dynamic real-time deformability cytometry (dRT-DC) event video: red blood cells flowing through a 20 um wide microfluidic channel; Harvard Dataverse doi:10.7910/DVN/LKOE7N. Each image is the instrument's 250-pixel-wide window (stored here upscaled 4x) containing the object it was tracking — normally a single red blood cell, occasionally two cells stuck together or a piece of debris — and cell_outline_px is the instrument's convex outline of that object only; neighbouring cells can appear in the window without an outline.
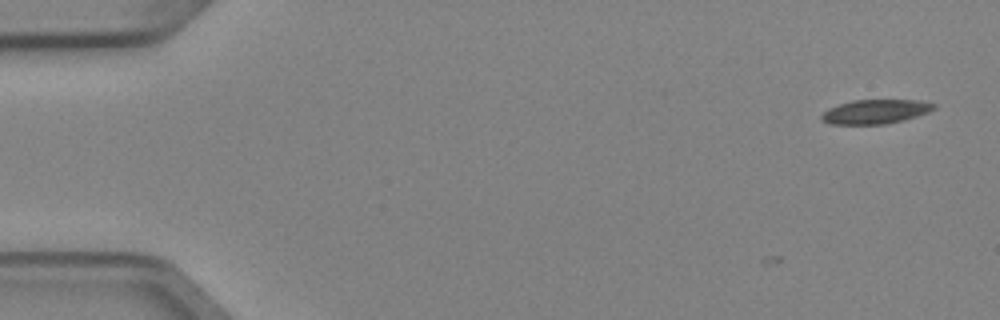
{"species": "Egyptian fruit bat (a non-hibernating species)", "species_latin": "Rousettus aegyptiacus", "temperature_condition": "cold", "stored_images_in_passage": 2, "camera_frame_rate_fps": 3000, "um_per_image_px": 0.085, "animal": {"sex": "female"}, "frame": {"image": 1, "passage_image": 2, "time_ms": 0.333, "image_size_px": [1000, 320], "cell_outline_px": [[936, 108], [928, 112], [904, 120], [884, 124], [828, 124], [820, 120], [820, 116], [828, 108], [852, 100], [920, 100], [936, 104]], "centroid_in_image_um": [74.4, 9.49], "position_along_channel_um": 10.6, "area_um2": 15.9}}